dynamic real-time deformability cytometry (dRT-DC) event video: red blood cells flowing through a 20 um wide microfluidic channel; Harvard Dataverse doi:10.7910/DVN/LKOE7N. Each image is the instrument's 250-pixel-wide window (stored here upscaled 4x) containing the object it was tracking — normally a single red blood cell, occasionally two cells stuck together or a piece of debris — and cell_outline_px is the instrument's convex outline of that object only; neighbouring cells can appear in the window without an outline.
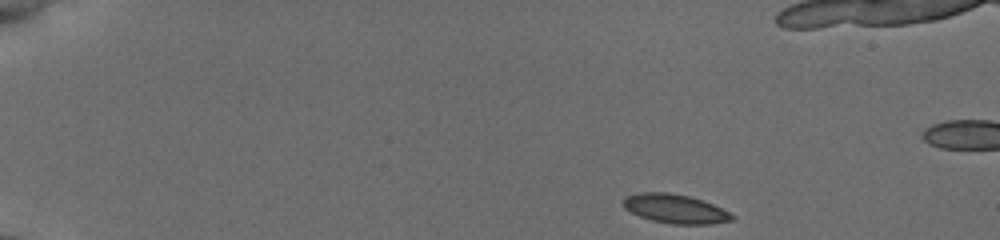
{"species": "common noctule bat (a hibernating species)", "species_latin": "Nyctalus noctula", "temperature_condition": "cold", "stored_images_in_passage": 47, "camera_frame_rate_fps": 3000, "um_per_image_px": 0.085, "animal": {"sex": "female", "body_mass_g": 19.5, "forearm_length_mm": 54.1}, "frame": {"image": 1, "passage_image": 1, "time_ms": 0.0, "image_size_px": [1000, 240], "cell_outline_px": [[736, 216], [732, 220], [708, 224], [672, 224], [652, 220], [640, 216], [624, 208], [620, 200], [624, 196], [640, 192], [668, 192], [688, 196], [712, 204]], "centroid_in_image_um": [57.32, 17.73], "position_along_channel_um": 27.7, "area_um2": 18.32}}
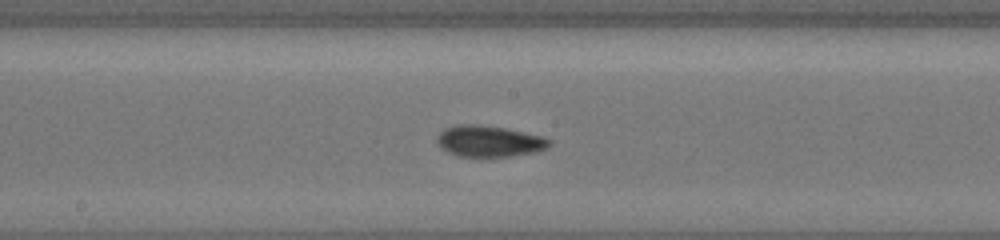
{"frame": {"image": 2, "passage_image": 23, "time_ms": 7.333, "image_size_px": [1000, 240], "cell_outline_px": [[552, 144], [548, 148], [536, 152], [512, 156], [460, 156], [448, 152], [440, 148], [436, 140], [436, 136], [444, 128], [456, 124], [480, 124], [504, 128], [544, 136], [552, 140]], "centroid_in_image_um": [41.59, 11.99], "position_along_channel_um": 206.6, "area_um2": 20.69}}
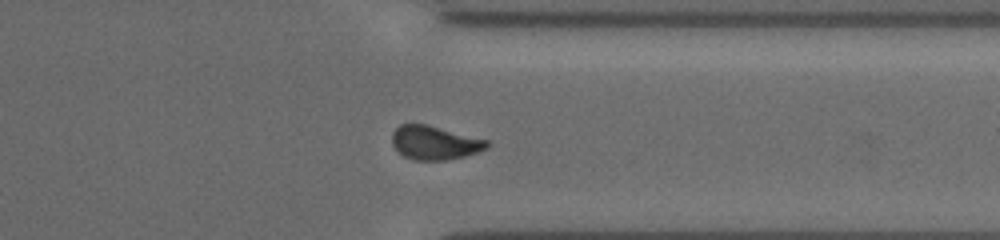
{"frame": {"image": 3, "passage_image": 36, "time_ms": 11.667, "image_size_px": [1000, 240], "cell_outline_px": [[488, 148], [464, 156], [444, 160], [412, 160], [404, 156], [392, 144], [392, 132], [400, 124], [428, 124], [488, 140]], "centroid_in_image_um": [36.93, 12.12], "position_along_channel_um": 374.5, "area_um2": 18.61}}